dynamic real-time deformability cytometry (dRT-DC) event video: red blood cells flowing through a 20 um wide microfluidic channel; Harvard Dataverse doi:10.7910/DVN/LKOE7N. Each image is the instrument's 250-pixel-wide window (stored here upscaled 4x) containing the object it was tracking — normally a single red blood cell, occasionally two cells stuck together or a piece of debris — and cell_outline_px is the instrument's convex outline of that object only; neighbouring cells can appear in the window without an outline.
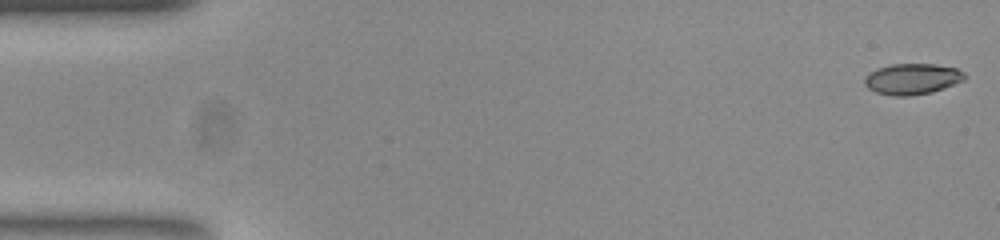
{"species": "common noctule bat (a hibernating species)", "species_latin": "Nyctalus noctula", "temperature_condition": "room temperature", "stored_images_in_passage": 54, "camera_frame_rate_fps": 3000, "um_per_image_px": 0.085, "animal": {"sex": "female", "body_mass_g": 23.0, "forearm_length_mm": 53.4}, "frame": {"image": 1, "passage_image": 1, "time_ms": 0.0, "image_size_px": [1000, 240], "cell_outline_px": [[964, 80], [944, 88], [932, 92], [908, 96], [892, 96], [876, 92], [868, 88], [864, 84], [864, 76], [868, 72], [876, 68], [892, 64], [936, 64], [956, 68], [964, 72]], "centroid_in_image_um": [77.5, 6.71], "position_along_channel_um": 7.5, "area_um2": 18.15}}
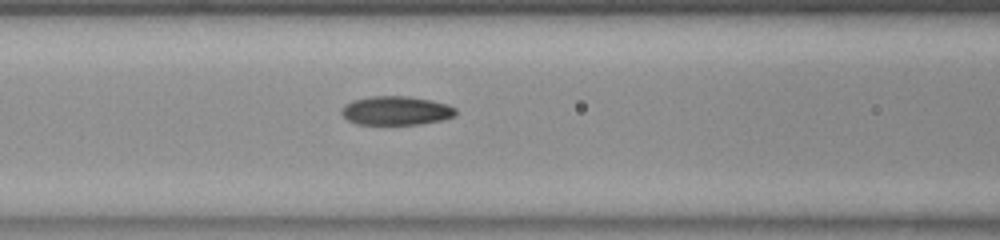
{"frame": {"image": 2, "passage_image": 22, "time_ms": 7.0, "image_size_px": [1000, 240], "cell_outline_px": [[456, 116], [440, 120], [420, 124], [356, 124], [348, 120], [340, 112], [340, 108], [344, 104], [352, 100], [372, 96], [408, 96], [432, 100], [448, 104], [456, 108]], "centroid_in_image_um": [33.66, 9.39], "position_along_channel_um": 132.9, "area_um2": 19.36}}
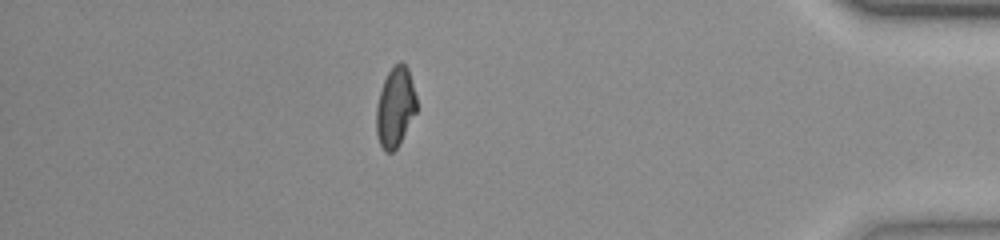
{"frame": {"image": 3, "passage_image": 47, "time_ms": 15.333, "image_size_px": [1000, 240], "cell_outline_px": [[416, 112], [396, 148], [392, 152], [384, 152], [380, 144], [376, 132], [376, 108], [380, 92], [384, 80], [388, 72], [400, 60], [408, 68], [416, 96]], "centroid_in_image_um": [33.58, 9.1], "position_along_channel_um": 401.6, "area_um2": 18.44}, "authors_computed_cell_mechanics": {"area_um2": 19.0451, "velocity_mm_per_s": 3.7769, "shape_relaxation_time_tau1_ms": null, "shape_relaxation_time_tau2_ms": 2.4325, "deformation_change_tau1": null, "deformation_change_tau2": 0.0661}}